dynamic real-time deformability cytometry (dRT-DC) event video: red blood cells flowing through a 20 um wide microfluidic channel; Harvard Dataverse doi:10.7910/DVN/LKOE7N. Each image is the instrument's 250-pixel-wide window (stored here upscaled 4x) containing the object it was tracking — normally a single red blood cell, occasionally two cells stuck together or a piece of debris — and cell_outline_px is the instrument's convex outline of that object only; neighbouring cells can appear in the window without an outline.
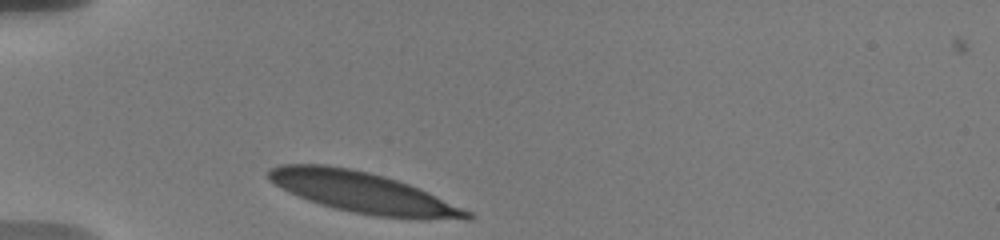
{"species": "human", "species_latin": "Homo sapiens", "temperature_condition": "warm", "stored_images_in_passage": 10, "camera_frame_rate_fps": 3000, "um_per_image_px": 0.085, "donor": {"sex": "male"}, "frame": {"image": 1, "passage_image": 1, "time_ms": 0.0, "image_size_px": [1000, 240], "cell_outline_px": [[476, 216], [472, 220], [464, 220], [376, 216], [352, 212], [320, 204], [308, 200], [288, 192], [280, 188], [268, 180], [268, 168], [280, 164], [324, 164], [352, 168], [384, 176], [408, 184], [428, 192], [472, 212]], "centroid_in_image_um": [30.83, 16.35], "position_along_channel_um": 54.2, "area_um2": 46.93}}
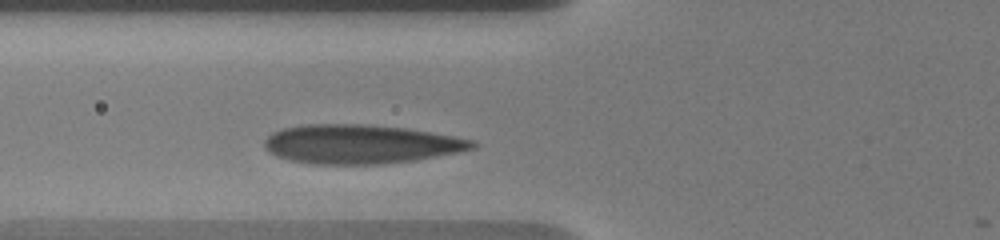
{"frame": {"image": 2, "passage_image": 8, "time_ms": 1.667, "image_size_px": [1000, 240], "cell_outline_px": [[480, 144], [476, 148], [416, 160], [384, 164], [312, 164], [288, 160], [276, 156], [268, 152], [264, 148], [264, 140], [272, 132], [284, 128], [304, 124], [364, 124], [408, 128], [456, 136], [476, 140]], "centroid_in_image_um": [30.67, 12.25], "position_along_channel_um": 95.1, "area_um2": 47.8}}